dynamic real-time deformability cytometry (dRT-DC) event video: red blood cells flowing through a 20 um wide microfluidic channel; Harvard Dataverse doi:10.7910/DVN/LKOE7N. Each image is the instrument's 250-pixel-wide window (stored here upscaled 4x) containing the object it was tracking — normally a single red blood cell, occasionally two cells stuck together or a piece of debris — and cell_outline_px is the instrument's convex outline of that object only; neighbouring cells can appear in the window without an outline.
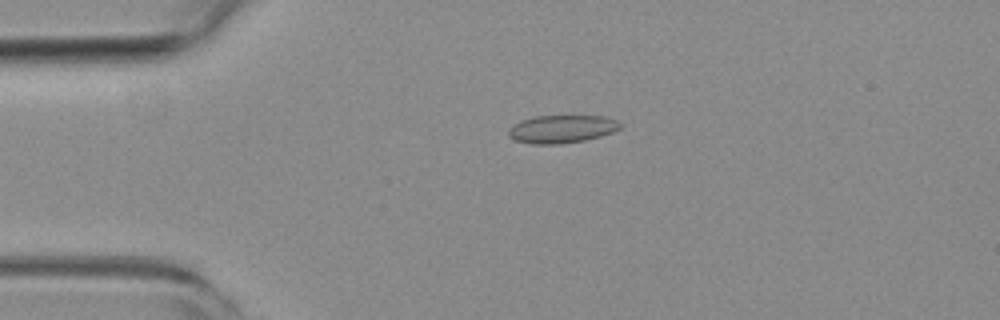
{"species": "common noctule bat (a hibernating species)", "species_latin": "Nyctalus noctula", "temperature_condition": "room temperature", "stored_images_in_passage": 53, "camera_frame_rate_fps": 3000, "um_per_image_px": 0.085, "animal": {"sex": "female", "body_mass_g": 19.3, "forearm_length_mm": 54.1}, "frame": {"image": 1, "passage_image": 12, "time_ms": 3.667, "image_size_px": [1000, 320], "cell_outline_px": [[620, 128], [612, 132], [600, 136], [584, 140], [560, 144], [532, 144], [516, 140], [508, 136], [508, 128], [520, 120], [536, 116], [608, 116], [616, 120], [620, 124]], "centroid_in_image_um": [47.72, 10.96], "position_along_channel_um": 37.3, "area_um2": 18.15}}
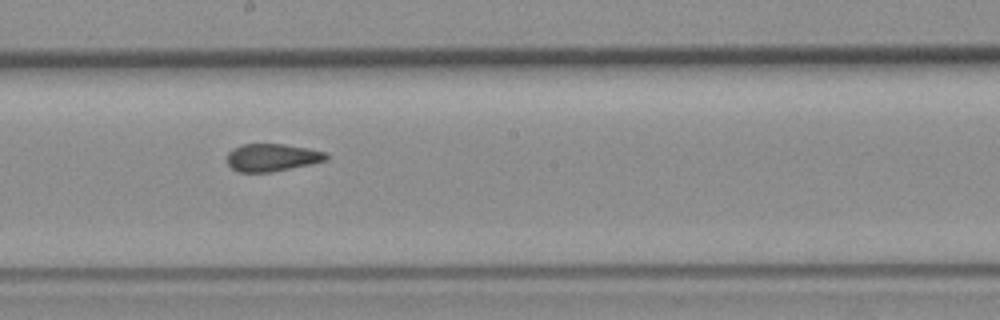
{"frame": {"image": 2, "passage_image": 29, "time_ms": 9.333, "image_size_px": [1000, 320], "cell_outline_px": [[328, 160], [272, 172], [240, 172], [232, 168], [228, 164], [228, 152], [232, 148], [244, 144], [284, 144], [308, 148], [328, 152]], "centroid_in_image_um": [23.15, 13.38], "position_along_channel_um": 225.1, "area_um2": 15.95}}
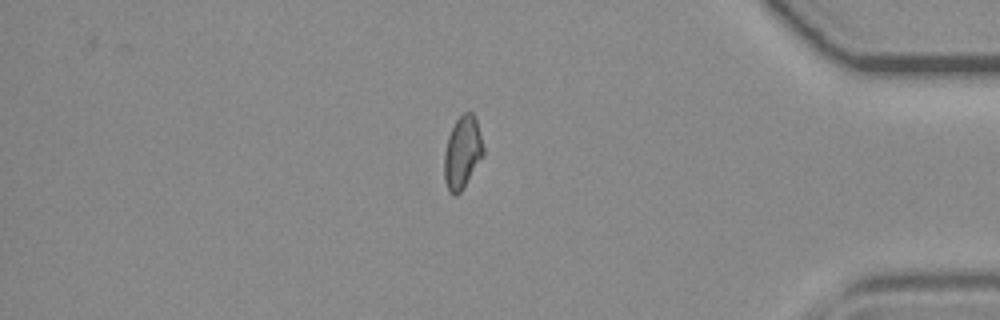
{"frame": {"image": 3, "passage_image": 45, "time_ms": 14.667, "image_size_px": [1000, 320], "cell_outline_px": [[484, 156], [460, 192], [456, 196], [448, 192], [444, 180], [444, 152], [448, 136], [456, 120], [464, 112], [472, 112], [476, 120], [484, 148]], "centroid_in_image_um": [39.29, 12.98], "position_along_channel_um": 395.9, "area_um2": 16.53}, "authors_computed_cell_mechanics": {"area_um2": 16.8198, "velocity_mm_per_s": 3.8548, "shape_relaxation_time_tau1_ms": null, "shape_relaxation_time_tau2_ms": 1.5595, "deformation_change_tau1": null, "deformation_change_tau2": 0.0553}}